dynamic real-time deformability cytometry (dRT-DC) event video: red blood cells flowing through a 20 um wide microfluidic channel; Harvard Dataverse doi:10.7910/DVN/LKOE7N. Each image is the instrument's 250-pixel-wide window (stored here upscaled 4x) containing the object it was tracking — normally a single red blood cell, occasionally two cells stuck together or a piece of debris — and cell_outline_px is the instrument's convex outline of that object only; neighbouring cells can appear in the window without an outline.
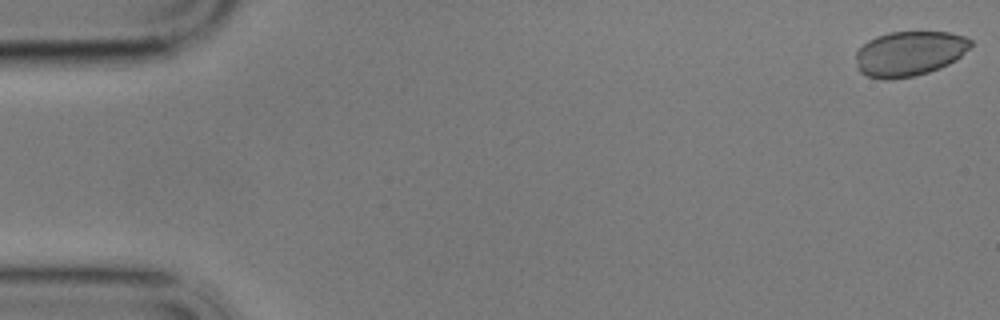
{"species": "common noctule bat (a hibernating species)", "species_latin": "Nyctalus noctula", "temperature_condition": "cold", "stored_images_in_passage": 58, "camera_frame_rate_fps": 3000, "um_per_image_px": 0.085, "animal": {"sex": "male", "body_mass_g": 17.9}, "frame": {"image": 1, "passage_image": 1, "time_ms": 0.0, "image_size_px": [1000, 320], "cell_outline_px": [[972, 44], [956, 60], [940, 68], [916, 76], [892, 80], [884, 80], [868, 76], [860, 72], [856, 68], [856, 52], [868, 40], [876, 36], [888, 32], [948, 32], [964, 36], [972, 40]], "centroid_in_image_um": [77.27, 4.56], "position_along_channel_um": 7.7, "area_um2": 30.23}}